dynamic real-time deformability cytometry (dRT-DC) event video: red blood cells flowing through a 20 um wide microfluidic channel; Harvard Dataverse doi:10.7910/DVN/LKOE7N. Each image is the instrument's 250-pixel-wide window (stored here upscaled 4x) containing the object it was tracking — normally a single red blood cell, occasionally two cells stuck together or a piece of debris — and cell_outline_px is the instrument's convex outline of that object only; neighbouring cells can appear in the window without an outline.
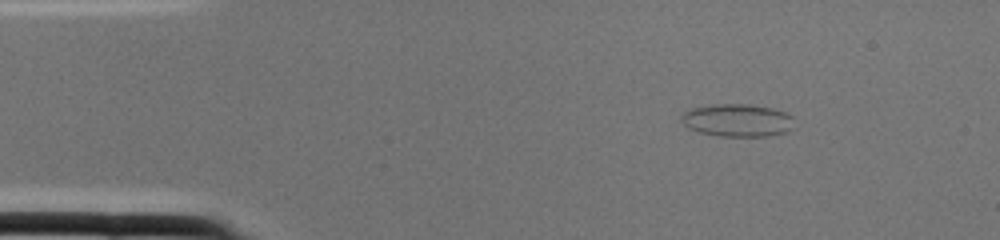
{"species": "common noctule bat (a hibernating species)", "species_latin": "Nyctalus noctula", "temperature_condition": "cold", "stored_images_in_passage": 2, "camera_frame_rate_fps": 3000, "um_per_image_px": 0.085, "animal": {"sex": "female", "body_mass_g": 22.0, "forearm_length_mm": 56.7}, "frame": {"image": 1, "passage_image": 2, "time_ms": 0.333, "image_size_px": [1000, 240], "cell_outline_px": [[792, 128], [788, 132], [768, 136], [720, 136], [700, 132], [688, 128], [680, 120], [680, 116], [688, 108], [716, 104], [748, 104], [772, 108], [784, 112], [792, 116]], "centroid_in_image_um": [62.65, 10.22], "position_along_channel_um": 22.4, "area_um2": 21.62}}